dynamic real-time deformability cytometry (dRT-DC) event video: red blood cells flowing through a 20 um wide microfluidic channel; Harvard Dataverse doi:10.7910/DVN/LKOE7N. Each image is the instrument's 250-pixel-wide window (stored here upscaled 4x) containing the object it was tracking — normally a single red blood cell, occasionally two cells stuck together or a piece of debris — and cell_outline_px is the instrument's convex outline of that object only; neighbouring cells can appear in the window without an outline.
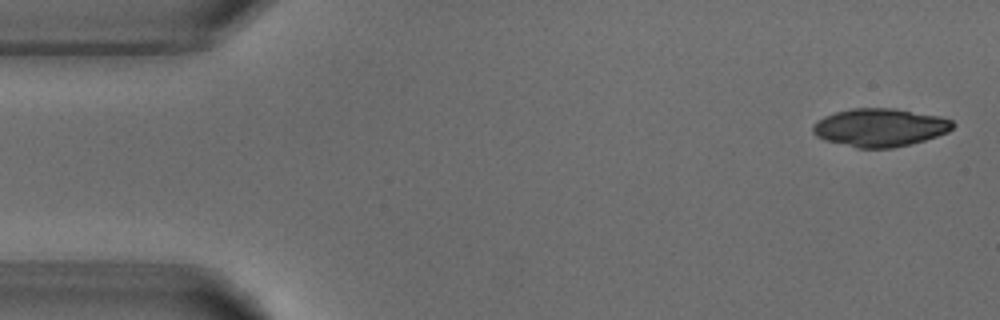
{"species": "common noctule bat (a hibernating species)", "species_latin": "Nyctalus noctula", "temperature_condition": "warm", "stored_images_in_passage": 5, "segment_of_instrument_passage": [2, 2], "camera_frame_rate_fps": 3000, "um_per_image_px": 0.085, "animal": {"sex": "male", "body_mass_g": 18.8}, "frame": {"image": 1, "passage_image": 5, "time_ms": 4.667, "image_size_px": [1000, 320], "cell_outline_px": [[956, 124], [948, 132], [912, 144], [892, 148], [856, 148], [824, 140], [816, 136], [812, 132], [812, 124], [824, 116], [836, 112], [852, 108], [896, 108], [940, 116], [952, 120]], "centroid_in_image_um": [74.79, 10.84], "position_along_channel_um": 10.2, "area_um2": 31.33}}